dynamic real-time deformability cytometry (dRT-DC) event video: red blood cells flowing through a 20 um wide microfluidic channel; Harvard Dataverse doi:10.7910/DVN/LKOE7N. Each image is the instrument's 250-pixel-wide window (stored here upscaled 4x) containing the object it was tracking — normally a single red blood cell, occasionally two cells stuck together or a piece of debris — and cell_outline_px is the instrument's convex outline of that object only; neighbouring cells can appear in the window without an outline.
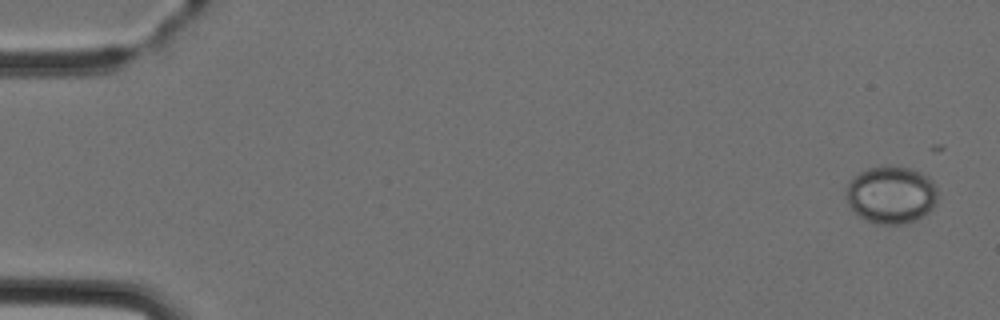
{"species": "Egyptian fruit bat (a non-hibernating species)", "species_latin": "Rousettus aegyptiacus", "temperature_condition": "cold", "stored_images_in_passage": 5, "camera_frame_rate_fps": 3000, "um_per_image_px": 0.085, "animal": {"sex": "female"}, "frame": {"image": 1, "passage_image": 1, "time_ms": 0.0, "image_size_px": [1000, 320], "cell_outline_px": [[936, 204], [928, 212], [904, 224], [872, 224], [860, 216], [848, 204], [848, 184], [852, 176], [868, 168], [888, 164], [912, 168], [928, 176], [932, 180], [936, 188]], "centroid_in_image_um": [75.75, 16.52], "position_along_channel_um": 9.3, "area_um2": 30.69}}
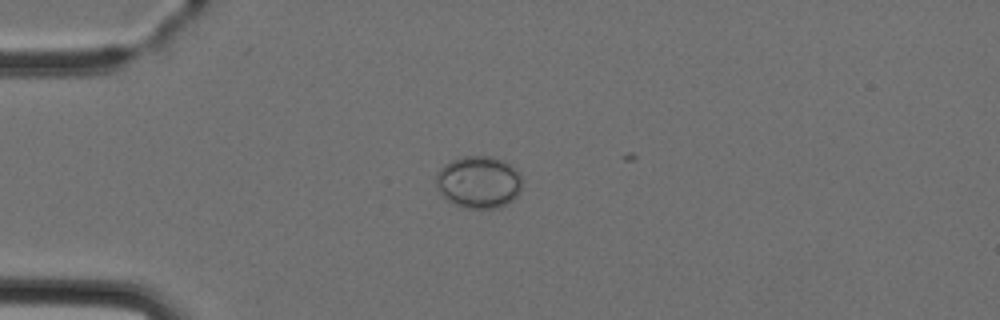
{"frame": {"image": 2, "passage_image": 4, "time_ms": 3.667, "image_size_px": [1000, 320], "cell_outline_px": [[520, 192], [512, 200], [500, 208], [460, 208], [448, 200], [440, 192], [436, 184], [436, 172], [444, 164], [452, 160], [464, 156], [492, 156], [504, 160], [516, 168], [520, 176]], "centroid_in_image_um": [40.68, 15.47], "position_along_channel_um": 44.3, "area_um2": 26.36}}